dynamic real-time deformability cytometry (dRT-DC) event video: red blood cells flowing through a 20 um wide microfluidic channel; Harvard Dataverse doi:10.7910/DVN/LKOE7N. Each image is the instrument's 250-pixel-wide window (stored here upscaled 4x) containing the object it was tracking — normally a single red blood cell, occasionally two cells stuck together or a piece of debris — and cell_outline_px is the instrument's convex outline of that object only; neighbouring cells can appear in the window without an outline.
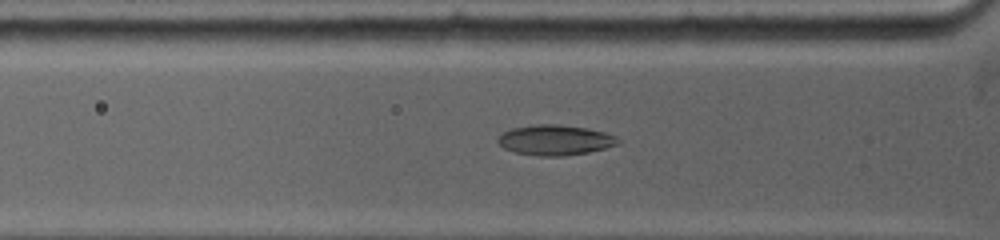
{"species": "common noctule bat (a hibernating species)", "species_latin": "Nyctalus noctula", "temperature_condition": "warm", "stored_images_in_passage": 39, "camera_frame_rate_fps": 5000, "um_per_image_px": 0.085, "animal": {"sex": "female", "body_mass_g": 19.0, "forearm_length_mm": 53.3}, "frame": {"image": 1, "passage_image": 6, "time_ms": 1.8, "image_size_px": [1000, 240], "cell_outline_px": [[620, 144], [588, 152], [564, 156], [536, 156], [516, 152], [504, 148], [496, 140], [504, 132], [512, 128], [532, 124], [560, 124], [588, 128], [604, 132], [616, 136], [620, 140]], "centroid_in_image_um": [47.2, 11.9], "position_along_channel_um": 78.6, "area_um2": 21.27}}
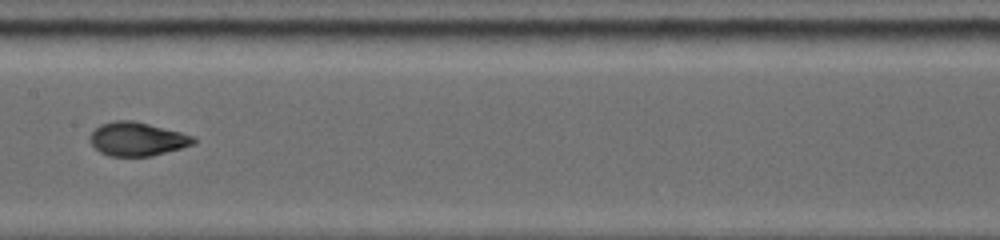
{"frame": {"image": 2, "passage_image": 15, "time_ms": 4.8, "image_size_px": [1000, 240], "cell_outline_px": [[196, 144], [152, 156], [108, 156], [100, 152], [88, 140], [88, 136], [100, 124], [116, 120], [132, 120], [196, 136]], "centroid_in_image_um": [11.66, 11.82], "position_along_channel_um": 195.7, "area_um2": 20.4}}
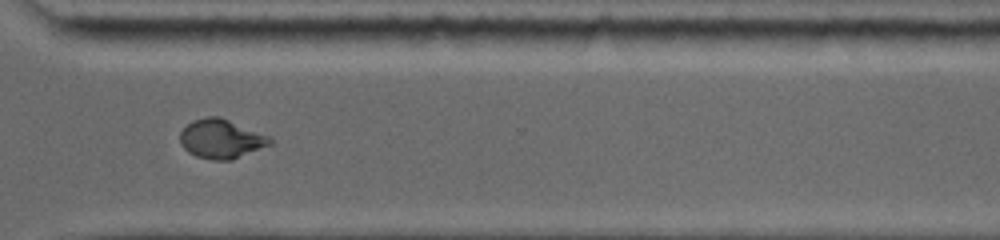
{"frame": {"image": 3, "passage_image": 27, "time_ms": 8.8, "image_size_px": [1000, 240], "cell_outline_px": [[272, 144], [232, 160], [212, 160], [196, 156], [188, 152], [180, 144], [180, 132], [192, 120], [208, 116], [220, 116], [268, 136], [272, 140]], "centroid_in_image_um": [18.78, 11.81], "position_along_channel_um": 351.8, "area_um2": 20.46}, "authors_computed_cell_mechanics": {"area_um2": 20.4034, "velocity_mm_per_s": 3.8989, "shape_relaxation_time_tau1_ms": null, "shape_relaxation_time_tau2_ms": 1.0466, "deformation_change_tau1": null, "deformation_change_tau2": 0.0623}}